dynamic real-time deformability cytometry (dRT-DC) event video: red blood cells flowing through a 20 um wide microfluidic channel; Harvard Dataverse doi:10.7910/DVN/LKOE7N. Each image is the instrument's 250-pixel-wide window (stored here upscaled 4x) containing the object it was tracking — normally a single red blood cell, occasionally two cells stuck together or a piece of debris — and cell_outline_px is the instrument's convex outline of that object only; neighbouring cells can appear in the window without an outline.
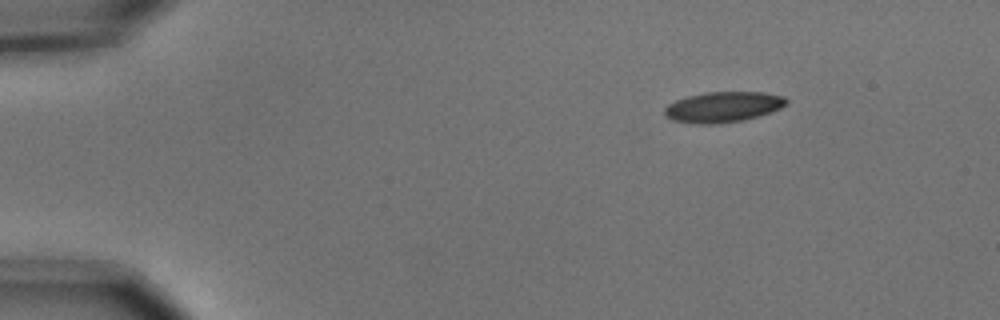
{"species": "common noctule bat (a hibernating species)", "species_latin": "Nyctalus noctula", "temperature_condition": "cold", "stored_images_in_passage": 6, "camera_frame_rate_fps": 3000, "um_per_image_px": 0.085, "animal": {"sex": "male", "body_mass_g": 15.6}, "frame": {"image": 1, "passage_image": 6, "time_ms": 1.667, "image_size_px": [1000, 320], "cell_outline_px": [[788, 104], [780, 108], [744, 120], [716, 124], [696, 124], [672, 120], [664, 116], [664, 108], [668, 104], [676, 100], [688, 96], [704, 92], [764, 92], [784, 96], [788, 100]], "centroid_in_image_um": [61.44, 9.09], "position_along_channel_um": 23.6, "area_um2": 21.73}}